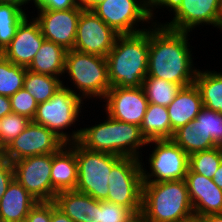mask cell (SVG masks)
<instances>
[{"mask_svg":"<svg viewBox=\"0 0 222 222\" xmlns=\"http://www.w3.org/2000/svg\"><path fill=\"white\" fill-rule=\"evenodd\" d=\"M189 35L188 32L167 28L161 22L152 23L149 27L147 76L182 87L193 84L198 69L193 64Z\"/></svg>","mask_w":222,"mask_h":222,"instance_id":"1","label":"cell"},{"mask_svg":"<svg viewBox=\"0 0 222 222\" xmlns=\"http://www.w3.org/2000/svg\"><path fill=\"white\" fill-rule=\"evenodd\" d=\"M148 58L149 28L118 35L106 56L111 87H142L148 72Z\"/></svg>","mask_w":222,"mask_h":222,"instance_id":"2","label":"cell"},{"mask_svg":"<svg viewBox=\"0 0 222 222\" xmlns=\"http://www.w3.org/2000/svg\"><path fill=\"white\" fill-rule=\"evenodd\" d=\"M91 127L81 128L78 143L85 149L141 159L142 146L147 145L140 127L115 120L107 115L104 122ZM141 157V158H140Z\"/></svg>","mask_w":222,"mask_h":222,"instance_id":"3","label":"cell"},{"mask_svg":"<svg viewBox=\"0 0 222 222\" xmlns=\"http://www.w3.org/2000/svg\"><path fill=\"white\" fill-rule=\"evenodd\" d=\"M194 214L184 179L143 183L140 216L149 222H180Z\"/></svg>","mask_w":222,"mask_h":222,"instance_id":"4","label":"cell"},{"mask_svg":"<svg viewBox=\"0 0 222 222\" xmlns=\"http://www.w3.org/2000/svg\"><path fill=\"white\" fill-rule=\"evenodd\" d=\"M70 88L63 84L49 100L39 103L32 120L36 124L47 127L66 144L78 141L81 133V128L72 131V134L64 132L78 121L83 105V99Z\"/></svg>","mask_w":222,"mask_h":222,"instance_id":"5","label":"cell"},{"mask_svg":"<svg viewBox=\"0 0 222 222\" xmlns=\"http://www.w3.org/2000/svg\"><path fill=\"white\" fill-rule=\"evenodd\" d=\"M64 73L71 78L73 86L79 89L78 95L82 99L101 97L103 100L111 88L107 59L99 55L68 50Z\"/></svg>","mask_w":222,"mask_h":222,"instance_id":"6","label":"cell"},{"mask_svg":"<svg viewBox=\"0 0 222 222\" xmlns=\"http://www.w3.org/2000/svg\"><path fill=\"white\" fill-rule=\"evenodd\" d=\"M157 7L156 0H104L92 11L116 33L124 35L147 30L148 28L137 29L138 24L141 21L154 23L153 10Z\"/></svg>","mask_w":222,"mask_h":222,"instance_id":"7","label":"cell"},{"mask_svg":"<svg viewBox=\"0 0 222 222\" xmlns=\"http://www.w3.org/2000/svg\"><path fill=\"white\" fill-rule=\"evenodd\" d=\"M76 158L78 182L75 190L86 193L99 201L106 200L112 166L121 157L85 149L76 141Z\"/></svg>","mask_w":222,"mask_h":222,"instance_id":"8","label":"cell"},{"mask_svg":"<svg viewBox=\"0 0 222 222\" xmlns=\"http://www.w3.org/2000/svg\"><path fill=\"white\" fill-rule=\"evenodd\" d=\"M142 159L121 157L111 169L106 201L130 208L137 216L142 207Z\"/></svg>","mask_w":222,"mask_h":222,"instance_id":"9","label":"cell"},{"mask_svg":"<svg viewBox=\"0 0 222 222\" xmlns=\"http://www.w3.org/2000/svg\"><path fill=\"white\" fill-rule=\"evenodd\" d=\"M151 143L155 144V148L152 154H149L150 171L143 168L145 164L141 165L143 183L185 179L189 168V155L172 139L150 140L147 141V146Z\"/></svg>","mask_w":222,"mask_h":222,"instance_id":"10","label":"cell"},{"mask_svg":"<svg viewBox=\"0 0 222 222\" xmlns=\"http://www.w3.org/2000/svg\"><path fill=\"white\" fill-rule=\"evenodd\" d=\"M157 6L174 14L170 22L162 24L167 28L189 33L202 24L217 27L219 0H157Z\"/></svg>","mask_w":222,"mask_h":222,"instance_id":"11","label":"cell"},{"mask_svg":"<svg viewBox=\"0 0 222 222\" xmlns=\"http://www.w3.org/2000/svg\"><path fill=\"white\" fill-rule=\"evenodd\" d=\"M65 144L47 127L31 121L1 154L9 161L14 162L30 156L56 153Z\"/></svg>","mask_w":222,"mask_h":222,"instance_id":"12","label":"cell"},{"mask_svg":"<svg viewBox=\"0 0 222 222\" xmlns=\"http://www.w3.org/2000/svg\"><path fill=\"white\" fill-rule=\"evenodd\" d=\"M118 35L92 10L83 9L78 21L73 49L106 58Z\"/></svg>","mask_w":222,"mask_h":222,"instance_id":"13","label":"cell"},{"mask_svg":"<svg viewBox=\"0 0 222 222\" xmlns=\"http://www.w3.org/2000/svg\"><path fill=\"white\" fill-rule=\"evenodd\" d=\"M53 154L26 157L13 162L14 179L37 201H52Z\"/></svg>","mask_w":222,"mask_h":222,"instance_id":"14","label":"cell"},{"mask_svg":"<svg viewBox=\"0 0 222 222\" xmlns=\"http://www.w3.org/2000/svg\"><path fill=\"white\" fill-rule=\"evenodd\" d=\"M111 118L141 126L148 100L142 87H111L103 99Z\"/></svg>","mask_w":222,"mask_h":222,"instance_id":"15","label":"cell"},{"mask_svg":"<svg viewBox=\"0 0 222 222\" xmlns=\"http://www.w3.org/2000/svg\"><path fill=\"white\" fill-rule=\"evenodd\" d=\"M82 10L78 6L69 10H38L35 19L40 25L45 40L57 43L68 51L74 48Z\"/></svg>","mask_w":222,"mask_h":222,"instance_id":"16","label":"cell"},{"mask_svg":"<svg viewBox=\"0 0 222 222\" xmlns=\"http://www.w3.org/2000/svg\"><path fill=\"white\" fill-rule=\"evenodd\" d=\"M26 16L18 25L15 36L1 54L15 65L28 67L43 41L40 25L35 17Z\"/></svg>","mask_w":222,"mask_h":222,"instance_id":"17","label":"cell"},{"mask_svg":"<svg viewBox=\"0 0 222 222\" xmlns=\"http://www.w3.org/2000/svg\"><path fill=\"white\" fill-rule=\"evenodd\" d=\"M184 180L194 214L200 216L222 214V190L211 178L194 173L188 168Z\"/></svg>","mask_w":222,"mask_h":222,"instance_id":"18","label":"cell"},{"mask_svg":"<svg viewBox=\"0 0 222 222\" xmlns=\"http://www.w3.org/2000/svg\"><path fill=\"white\" fill-rule=\"evenodd\" d=\"M78 182L76 142L53 153L51 168L52 201L58 192L75 190Z\"/></svg>","mask_w":222,"mask_h":222,"instance_id":"19","label":"cell"},{"mask_svg":"<svg viewBox=\"0 0 222 222\" xmlns=\"http://www.w3.org/2000/svg\"><path fill=\"white\" fill-rule=\"evenodd\" d=\"M54 202L74 222H98L99 200L86 193L61 191L56 194Z\"/></svg>","mask_w":222,"mask_h":222,"instance_id":"20","label":"cell"},{"mask_svg":"<svg viewBox=\"0 0 222 222\" xmlns=\"http://www.w3.org/2000/svg\"><path fill=\"white\" fill-rule=\"evenodd\" d=\"M201 94L195 83L182 87L167 106L173 133L192 122L203 108Z\"/></svg>","mask_w":222,"mask_h":222,"instance_id":"21","label":"cell"},{"mask_svg":"<svg viewBox=\"0 0 222 222\" xmlns=\"http://www.w3.org/2000/svg\"><path fill=\"white\" fill-rule=\"evenodd\" d=\"M38 201L15 179L0 200V222H25Z\"/></svg>","mask_w":222,"mask_h":222,"instance_id":"22","label":"cell"},{"mask_svg":"<svg viewBox=\"0 0 222 222\" xmlns=\"http://www.w3.org/2000/svg\"><path fill=\"white\" fill-rule=\"evenodd\" d=\"M66 52L67 50L57 43L44 40L27 69L60 78L65 71Z\"/></svg>","mask_w":222,"mask_h":222,"instance_id":"23","label":"cell"},{"mask_svg":"<svg viewBox=\"0 0 222 222\" xmlns=\"http://www.w3.org/2000/svg\"><path fill=\"white\" fill-rule=\"evenodd\" d=\"M172 140L188 155L217 147L211 135L196 119L177 129Z\"/></svg>","mask_w":222,"mask_h":222,"instance_id":"24","label":"cell"},{"mask_svg":"<svg viewBox=\"0 0 222 222\" xmlns=\"http://www.w3.org/2000/svg\"><path fill=\"white\" fill-rule=\"evenodd\" d=\"M140 131L146 141L172 139L174 133L167 107L148 103Z\"/></svg>","mask_w":222,"mask_h":222,"instance_id":"25","label":"cell"},{"mask_svg":"<svg viewBox=\"0 0 222 222\" xmlns=\"http://www.w3.org/2000/svg\"><path fill=\"white\" fill-rule=\"evenodd\" d=\"M194 83L200 91L203 106L222 114V72L198 69Z\"/></svg>","mask_w":222,"mask_h":222,"instance_id":"26","label":"cell"},{"mask_svg":"<svg viewBox=\"0 0 222 222\" xmlns=\"http://www.w3.org/2000/svg\"><path fill=\"white\" fill-rule=\"evenodd\" d=\"M63 84V81L58 77L35 73L27 69L23 88H25L39 104L49 100Z\"/></svg>","mask_w":222,"mask_h":222,"instance_id":"27","label":"cell"},{"mask_svg":"<svg viewBox=\"0 0 222 222\" xmlns=\"http://www.w3.org/2000/svg\"><path fill=\"white\" fill-rule=\"evenodd\" d=\"M142 88L148 103L167 107L174 100L182 86L165 79L146 76L142 82Z\"/></svg>","mask_w":222,"mask_h":222,"instance_id":"28","label":"cell"},{"mask_svg":"<svg viewBox=\"0 0 222 222\" xmlns=\"http://www.w3.org/2000/svg\"><path fill=\"white\" fill-rule=\"evenodd\" d=\"M27 15L17 5L0 3V53L10 44L18 25Z\"/></svg>","mask_w":222,"mask_h":222,"instance_id":"29","label":"cell"},{"mask_svg":"<svg viewBox=\"0 0 222 222\" xmlns=\"http://www.w3.org/2000/svg\"><path fill=\"white\" fill-rule=\"evenodd\" d=\"M26 67L15 65L0 53V95L12 96L23 88Z\"/></svg>","mask_w":222,"mask_h":222,"instance_id":"30","label":"cell"},{"mask_svg":"<svg viewBox=\"0 0 222 222\" xmlns=\"http://www.w3.org/2000/svg\"><path fill=\"white\" fill-rule=\"evenodd\" d=\"M221 162V146L189 155V169L194 173H199L211 179H213V176L218 170Z\"/></svg>","mask_w":222,"mask_h":222,"instance_id":"31","label":"cell"},{"mask_svg":"<svg viewBox=\"0 0 222 222\" xmlns=\"http://www.w3.org/2000/svg\"><path fill=\"white\" fill-rule=\"evenodd\" d=\"M32 120L26 116L11 113L1 118V153L19 136Z\"/></svg>","mask_w":222,"mask_h":222,"instance_id":"32","label":"cell"},{"mask_svg":"<svg viewBox=\"0 0 222 222\" xmlns=\"http://www.w3.org/2000/svg\"><path fill=\"white\" fill-rule=\"evenodd\" d=\"M138 216L130 209L109 201H99L98 222H136Z\"/></svg>","mask_w":222,"mask_h":222,"instance_id":"33","label":"cell"},{"mask_svg":"<svg viewBox=\"0 0 222 222\" xmlns=\"http://www.w3.org/2000/svg\"><path fill=\"white\" fill-rule=\"evenodd\" d=\"M217 146H222V114L203 107L195 118Z\"/></svg>","mask_w":222,"mask_h":222,"instance_id":"34","label":"cell"},{"mask_svg":"<svg viewBox=\"0 0 222 222\" xmlns=\"http://www.w3.org/2000/svg\"><path fill=\"white\" fill-rule=\"evenodd\" d=\"M9 98L13 113L26 116L30 120H33L38 103L25 88H21Z\"/></svg>","mask_w":222,"mask_h":222,"instance_id":"35","label":"cell"},{"mask_svg":"<svg viewBox=\"0 0 222 222\" xmlns=\"http://www.w3.org/2000/svg\"><path fill=\"white\" fill-rule=\"evenodd\" d=\"M51 201H38L29 211L25 222H50Z\"/></svg>","mask_w":222,"mask_h":222,"instance_id":"36","label":"cell"},{"mask_svg":"<svg viewBox=\"0 0 222 222\" xmlns=\"http://www.w3.org/2000/svg\"><path fill=\"white\" fill-rule=\"evenodd\" d=\"M14 179L13 162L0 154V200L4 196L8 185Z\"/></svg>","mask_w":222,"mask_h":222,"instance_id":"37","label":"cell"},{"mask_svg":"<svg viewBox=\"0 0 222 222\" xmlns=\"http://www.w3.org/2000/svg\"><path fill=\"white\" fill-rule=\"evenodd\" d=\"M37 10H69L76 8L75 0H31Z\"/></svg>","mask_w":222,"mask_h":222,"instance_id":"38","label":"cell"},{"mask_svg":"<svg viewBox=\"0 0 222 222\" xmlns=\"http://www.w3.org/2000/svg\"><path fill=\"white\" fill-rule=\"evenodd\" d=\"M50 222H74L71 218L60 211L54 201H51V221Z\"/></svg>","mask_w":222,"mask_h":222,"instance_id":"39","label":"cell"},{"mask_svg":"<svg viewBox=\"0 0 222 222\" xmlns=\"http://www.w3.org/2000/svg\"><path fill=\"white\" fill-rule=\"evenodd\" d=\"M11 113H13V111L10 98L8 96L0 95V119Z\"/></svg>","mask_w":222,"mask_h":222,"instance_id":"40","label":"cell"},{"mask_svg":"<svg viewBox=\"0 0 222 222\" xmlns=\"http://www.w3.org/2000/svg\"><path fill=\"white\" fill-rule=\"evenodd\" d=\"M78 7L92 10L98 3L104 0H75Z\"/></svg>","mask_w":222,"mask_h":222,"instance_id":"41","label":"cell"},{"mask_svg":"<svg viewBox=\"0 0 222 222\" xmlns=\"http://www.w3.org/2000/svg\"><path fill=\"white\" fill-rule=\"evenodd\" d=\"M213 182L222 190V162L213 176Z\"/></svg>","mask_w":222,"mask_h":222,"instance_id":"42","label":"cell"},{"mask_svg":"<svg viewBox=\"0 0 222 222\" xmlns=\"http://www.w3.org/2000/svg\"><path fill=\"white\" fill-rule=\"evenodd\" d=\"M180 222H206L204 216L192 214L191 216L184 218Z\"/></svg>","mask_w":222,"mask_h":222,"instance_id":"43","label":"cell"},{"mask_svg":"<svg viewBox=\"0 0 222 222\" xmlns=\"http://www.w3.org/2000/svg\"><path fill=\"white\" fill-rule=\"evenodd\" d=\"M31 0H0V3H6V4H14L19 6L22 9V5L24 8V4L30 3Z\"/></svg>","mask_w":222,"mask_h":222,"instance_id":"44","label":"cell"},{"mask_svg":"<svg viewBox=\"0 0 222 222\" xmlns=\"http://www.w3.org/2000/svg\"><path fill=\"white\" fill-rule=\"evenodd\" d=\"M206 222H222V214L205 215Z\"/></svg>","mask_w":222,"mask_h":222,"instance_id":"45","label":"cell"},{"mask_svg":"<svg viewBox=\"0 0 222 222\" xmlns=\"http://www.w3.org/2000/svg\"><path fill=\"white\" fill-rule=\"evenodd\" d=\"M217 28L222 30V0H219V9L217 14Z\"/></svg>","mask_w":222,"mask_h":222,"instance_id":"46","label":"cell"},{"mask_svg":"<svg viewBox=\"0 0 222 222\" xmlns=\"http://www.w3.org/2000/svg\"><path fill=\"white\" fill-rule=\"evenodd\" d=\"M136 222H149L147 220H145L144 218H142L140 215L138 216Z\"/></svg>","mask_w":222,"mask_h":222,"instance_id":"47","label":"cell"},{"mask_svg":"<svg viewBox=\"0 0 222 222\" xmlns=\"http://www.w3.org/2000/svg\"><path fill=\"white\" fill-rule=\"evenodd\" d=\"M1 126L2 124H1V119H0V154H1Z\"/></svg>","mask_w":222,"mask_h":222,"instance_id":"48","label":"cell"}]
</instances>
